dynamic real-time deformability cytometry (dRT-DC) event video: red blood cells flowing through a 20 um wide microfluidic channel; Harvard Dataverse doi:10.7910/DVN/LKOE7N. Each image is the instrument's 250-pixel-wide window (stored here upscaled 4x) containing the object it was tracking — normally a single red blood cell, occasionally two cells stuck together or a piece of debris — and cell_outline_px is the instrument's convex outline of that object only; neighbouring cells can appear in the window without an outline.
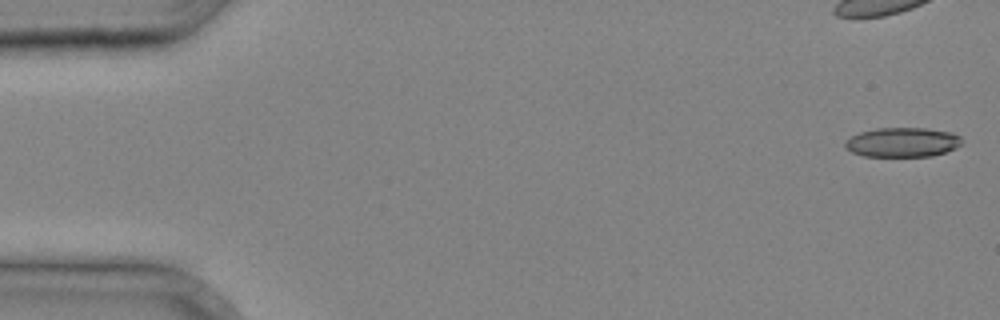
{"species": "common noctule bat (a hibernating species)", "species_latin": "Nyctalus noctula", "temperature_condition": "cold", "stored_images_in_passage": 33, "camera_frame_rate_fps": 3000, "um_per_image_px": 0.085, "animal": {"sex": "male", "body_mass_g": 20.4}, "frame": {"image": 1, "passage_image": 1, "time_ms": 0.0, "image_size_px": [1000, 320], "cell_outline_px": [[960, 144], [956, 148], [932, 156], [864, 156], [852, 152], [844, 148], [844, 140], [860, 132], [876, 128], [924, 128], [952, 132], [960, 136]], "centroid_in_image_um": [76.67, 12.09], "position_along_channel_um": 8.3, "area_um2": 20.06}}